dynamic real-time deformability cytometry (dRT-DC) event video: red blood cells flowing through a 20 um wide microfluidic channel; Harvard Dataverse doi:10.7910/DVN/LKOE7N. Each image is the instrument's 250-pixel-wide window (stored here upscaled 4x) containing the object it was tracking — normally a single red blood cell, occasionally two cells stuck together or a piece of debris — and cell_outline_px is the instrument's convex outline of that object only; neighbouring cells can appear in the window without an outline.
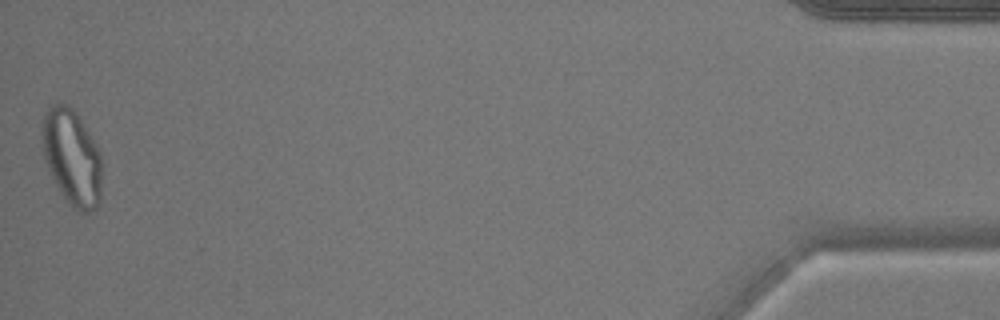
{"species": "common noctule bat (a hibernating species)", "species_latin": "Nyctalus noctula", "temperature_condition": "warm", "stored_images_in_passage": 51, "camera_frame_rate_fps": 3000, "um_per_image_px": 0.085, "animal": {"sex": "male", "body_mass_g": 17.9}, "frame": {"image": 1, "passage_image": 51, "time_ms": 16.667, "image_size_px": [1000, 320], "cell_outline_px": [[100, 200], [96, 208], [92, 212], [80, 212], [72, 208], [68, 204], [56, 184], [44, 160], [40, 140], [40, 132], [44, 116], [48, 108], [52, 104], [68, 104], [76, 112], [88, 132], [100, 156]], "centroid_in_image_um": [6.06, 13.38], "position_along_channel_um": 429.1, "area_um2": 33.29}}